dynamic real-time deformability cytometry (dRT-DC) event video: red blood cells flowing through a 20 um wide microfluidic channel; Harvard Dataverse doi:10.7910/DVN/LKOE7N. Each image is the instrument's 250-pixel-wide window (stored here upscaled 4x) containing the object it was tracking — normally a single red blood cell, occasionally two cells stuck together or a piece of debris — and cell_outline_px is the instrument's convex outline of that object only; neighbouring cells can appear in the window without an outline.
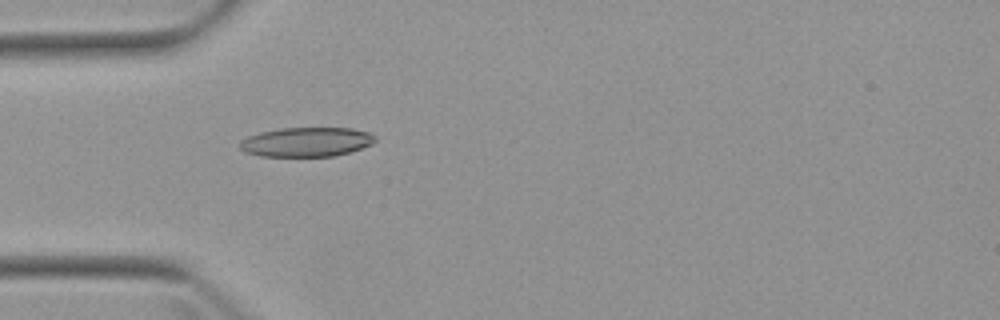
{"species": "Egyptian fruit bat (a non-hibernating species)", "species_latin": "Rousettus aegyptiacus", "temperature_condition": "warm", "stored_images_in_passage": 4, "camera_frame_rate_fps": 3000, "um_per_image_px": 0.085, "animal": {"sex": "female"}, "frame": {"image": 1, "passage_image": 4, "time_ms": 5.0, "image_size_px": [1000, 320], "cell_outline_px": [[376, 140], [372, 144], [352, 152], [336, 156], [260, 156], [244, 152], [240, 148], [240, 140], [248, 136], [260, 132], [280, 128], [352, 128], [368, 132], [376, 136]], "centroid_in_image_um": [26.06, 12.07], "position_along_channel_um": 58.9, "area_um2": 23.35}}